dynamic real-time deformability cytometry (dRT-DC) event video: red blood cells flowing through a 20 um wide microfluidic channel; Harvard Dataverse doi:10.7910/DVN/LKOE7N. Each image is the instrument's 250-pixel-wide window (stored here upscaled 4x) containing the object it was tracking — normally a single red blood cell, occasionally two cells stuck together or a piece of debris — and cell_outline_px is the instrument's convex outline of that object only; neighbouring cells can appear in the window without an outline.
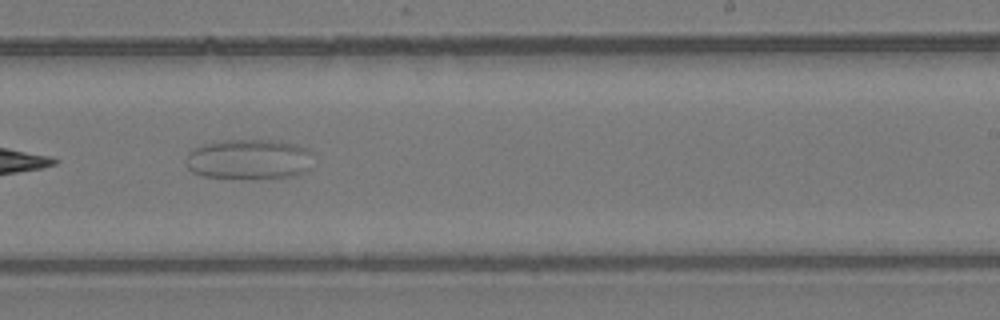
{"species": "common noctule bat (a hibernating species)", "species_latin": "Nyctalus noctula", "temperature_condition": "room temperature", "stored_images_in_passage": 8, "camera_frame_rate_fps": 3000, "um_per_image_px": 0.085, "animal": {"sex": "female", "body_mass_g": 24.6, "forearm_length_mm": 56.2}, "frame": {"image": 1, "passage_image": 7, "time_ms": 7.0, "image_size_px": [1000, 320], "cell_outline_px": [[312, 152], [308, 168], [292, 176], [204, 176], [192, 172], [188, 168], [188, 152], [192, 148], [204, 144], [224, 140], [280, 140], [308, 148]], "centroid_in_image_um": [21.15, 13.48], "position_along_channel_um": 267.8, "area_um2": 28.78}}